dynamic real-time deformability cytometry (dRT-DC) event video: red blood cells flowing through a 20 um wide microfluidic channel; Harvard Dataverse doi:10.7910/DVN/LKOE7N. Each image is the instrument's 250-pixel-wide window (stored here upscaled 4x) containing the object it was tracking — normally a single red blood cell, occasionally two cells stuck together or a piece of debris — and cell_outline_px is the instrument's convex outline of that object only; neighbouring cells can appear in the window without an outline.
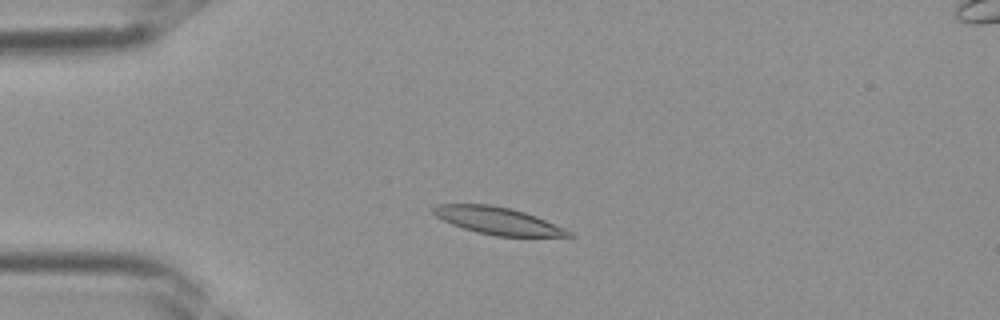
{"species": "Egyptian fruit bat (a non-hibernating species)", "species_latin": "Rousettus aegyptiacus", "temperature_condition": "room temperature", "stored_images_in_passage": 36, "camera_frame_rate_fps": 3000, "um_per_image_px": 0.085, "frame": {"image": 1, "passage_image": 7, "time_ms": 2.0, "image_size_px": [1000, 320], "cell_outline_px": [[576, 236], [496, 236], [476, 232], [452, 224], [436, 216], [432, 212], [432, 208], [436, 204], [492, 204], [512, 208], [536, 216], [564, 228], [572, 232]], "centroid_in_image_um": [42.3, 18.75], "position_along_channel_um": 42.7, "area_um2": 21.39}}
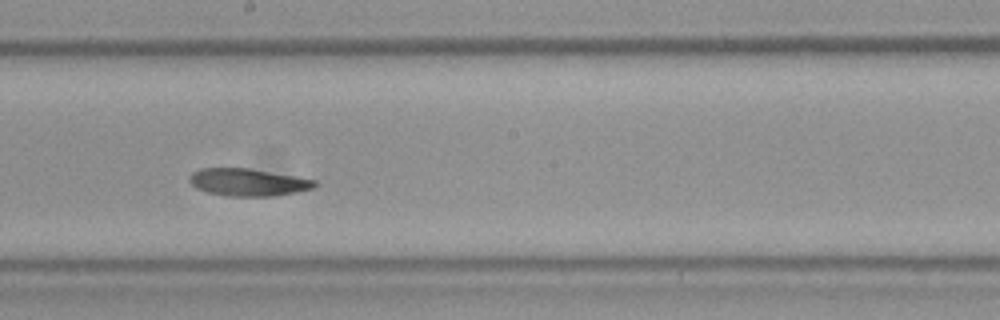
{"frame": {"image": 2, "passage_image": 19, "time_ms": 6.0, "image_size_px": [1000, 320], "cell_outline_px": [[316, 184], [312, 188], [300, 192], [272, 196], [228, 196], [208, 192], [196, 188], [188, 180], [188, 176], [192, 172], [200, 168], [248, 168], [316, 180]], "centroid_in_image_um": [21.05, 15.49], "position_along_channel_um": 227.2, "area_um2": 19.94}}
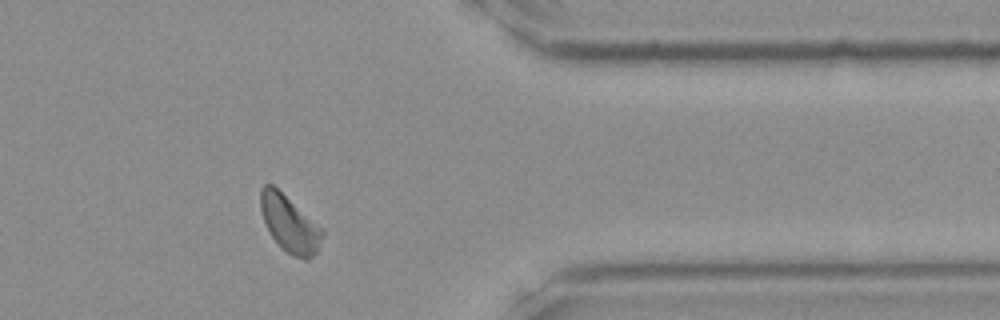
{"frame": {"image": 3, "passage_image": 29, "time_ms": 9.333, "image_size_px": [1000, 320], "cell_outline_px": [[324, 232], [320, 248], [308, 260], [304, 260], [292, 256], [280, 248], [272, 236], [264, 220], [260, 208], [260, 188], [264, 184], [272, 184], [324, 228]], "centroid_in_image_um": [24.64, 19.04], "position_along_channel_um": 386.8, "area_um2": 20.63}}